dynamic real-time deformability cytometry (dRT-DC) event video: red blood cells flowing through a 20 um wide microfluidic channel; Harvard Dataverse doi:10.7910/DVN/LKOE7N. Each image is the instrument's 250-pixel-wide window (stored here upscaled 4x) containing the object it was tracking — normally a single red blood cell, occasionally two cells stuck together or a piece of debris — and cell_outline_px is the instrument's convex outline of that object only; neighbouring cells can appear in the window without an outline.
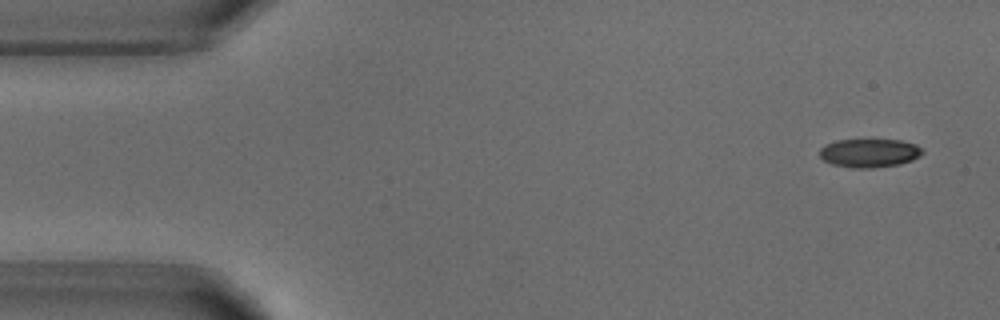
{"species": "common noctule bat (a hibernating species)", "species_latin": "Nyctalus noctula", "temperature_condition": "warm", "stored_images_in_passage": 4, "camera_frame_rate_fps": 3000, "um_per_image_px": 0.085, "animal": {"sex": "male", "body_mass_g": 18.8}, "frame": {"image": 1, "passage_image": 1, "time_ms": 0.0, "image_size_px": [1000, 320], "cell_outline_px": [[924, 152], [920, 156], [912, 160], [900, 164], [872, 168], [852, 168], [832, 164], [824, 160], [820, 156], [820, 148], [824, 144], [836, 140], [900, 140], [916, 144]], "centroid_in_image_um": [73.89, 13.0], "position_along_channel_um": 11.1, "area_um2": 17.17}}
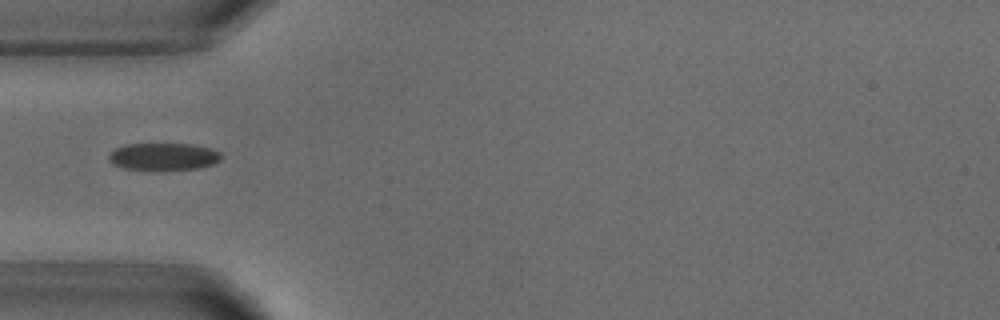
{"frame": {"image": 2, "passage_image": 4, "time_ms": 4.333, "image_size_px": [1000, 320], "cell_outline_px": [[220, 160], [212, 164], [200, 168], [124, 168], [112, 164], [108, 160], [108, 152], [124, 144], [196, 144], [212, 148], [220, 152]], "centroid_in_image_um": [13.88, 13.27], "position_along_channel_um": 71.1, "area_um2": 17.51}}